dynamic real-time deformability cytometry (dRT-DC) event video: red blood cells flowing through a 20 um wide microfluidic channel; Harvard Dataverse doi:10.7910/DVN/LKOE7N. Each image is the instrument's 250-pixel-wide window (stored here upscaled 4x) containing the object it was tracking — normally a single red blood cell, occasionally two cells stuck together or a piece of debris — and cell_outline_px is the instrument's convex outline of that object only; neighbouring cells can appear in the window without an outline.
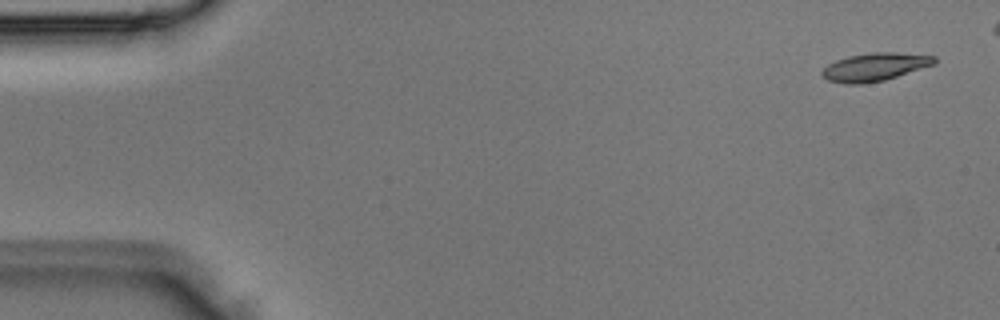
{"species": "Egyptian fruit bat (a non-hibernating species)", "species_latin": "Rousettus aegyptiacus", "temperature_condition": "room temperature", "stored_images_in_passage": 4, "camera_frame_rate_fps": 3000, "um_per_image_px": 0.085, "animal": {"sex": "male"}, "frame": {"image": 1, "passage_image": 1, "time_ms": 0.0, "image_size_px": [1000, 320], "cell_outline_px": [[936, 64], [884, 80], [860, 84], [844, 84], [828, 80], [820, 72], [828, 64], [836, 60], [848, 56], [872, 52], [896, 52], [936, 56]], "centroid_in_image_um": [74.37, 5.68], "position_along_channel_um": 10.6, "area_um2": 18.32}}